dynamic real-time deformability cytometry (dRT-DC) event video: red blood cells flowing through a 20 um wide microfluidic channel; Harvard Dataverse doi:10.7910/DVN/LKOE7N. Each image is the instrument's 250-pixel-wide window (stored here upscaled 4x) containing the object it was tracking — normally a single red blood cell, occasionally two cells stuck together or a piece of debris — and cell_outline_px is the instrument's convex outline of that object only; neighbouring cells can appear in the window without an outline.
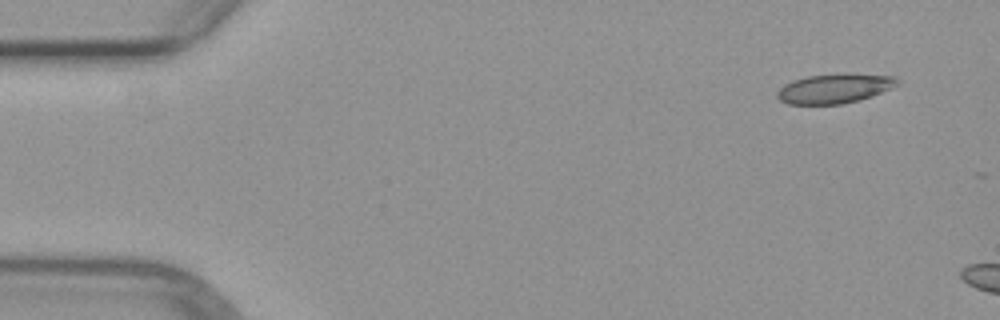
{"species": "common noctule bat (a hibernating species)", "species_latin": "Nyctalus noctula", "temperature_condition": "warm", "stored_images_in_passage": 3, "camera_frame_rate_fps": 3000, "um_per_image_px": 0.085, "animal": {"sex": "female", "body_mass_g": 29.2, "forearm_length_mm": 56.3}, "frame": {"image": 1, "passage_image": 1, "time_ms": 0.0, "image_size_px": [1000, 320], "cell_outline_px": [[900, 84], [892, 88], [872, 96], [860, 100], [840, 104], [788, 104], [780, 100], [776, 96], [776, 92], [784, 84], [792, 80], [808, 76], [896, 76], [900, 80]], "centroid_in_image_um": [70.9, 7.57], "position_along_channel_um": 14.1, "area_um2": 19.88}}